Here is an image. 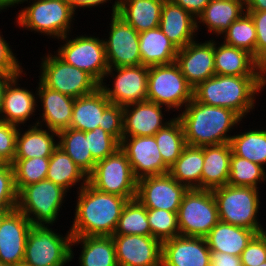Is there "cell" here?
Listing matches in <instances>:
<instances>
[{
    "label": "cell",
    "instance_id": "ee69618b",
    "mask_svg": "<svg viewBox=\"0 0 266 266\" xmlns=\"http://www.w3.org/2000/svg\"><path fill=\"white\" fill-rule=\"evenodd\" d=\"M86 138H88L91 155L96 162L104 160L120 148V142L101 127L87 131Z\"/></svg>",
    "mask_w": 266,
    "mask_h": 266
},
{
    "label": "cell",
    "instance_id": "c3c4849f",
    "mask_svg": "<svg viewBox=\"0 0 266 266\" xmlns=\"http://www.w3.org/2000/svg\"><path fill=\"white\" fill-rule=\"evenodd\" d=\"M99 127L121 142L123 138V107L111 103L104 110L102 125Z\"/></svg>",
    "mask_w": 266,
    "mask_h": 266
},
{
    "label": "cell",
    "instance_id": "277c9868",
    "mask_svg": "<svg viewBox=\"0 0 266 266\" xmlns=\"http://www.w3.org/2000/svg\"><path fill=\"white\" fill-rule=\"evenodd\" d=\"M29 4L15 17L19 28L58 40L70 35L76 13L66 0H29Z\"/></svg>",
    "mask_w": 266,
    "mask_h": 266
},
{
    "label": "cell",
    "instance_id": "e575fe53",
    "mask_svg": "<svg viewBox=\"0 0 266 266\" xmlns=\"http://www.w3.org/2000/svg\"><path fill=\"white\" fill-rule=\"evenodd\" d=\"M204 163V146L187 145L180 157L170 166L169 174L188 189H201Z\"/></svg>",
    "mask_w": 266,
    "mask_h": 266
},
{
    "label": "cell",
    "instance_id": "ffe728a7",
    "mask_svg": "<svg viewBox=\"0 0 266 266\" xmlns=\"http://www.w3.org/2000/svg\"><path fill=\"white\" fill-rule=\"evenodd\" d=\"M210 254L205 238L179 235L162 242L161 266H210Z\"/></svg>",
    "mask_w": 266,
    "mask_h": 266
},
{
    "label": "cell",
    "instance_id": "ac0fdd59",
    "mask_svg": "<svg viewBox=\"0 0 266 266\" xmlns=\"http://www.w3.org/2000/svg\"><path fill=\"white\" fill-rule=\"evenodd\" d=\"M118 266H161L162 242L152 236L112 235Z\"/></svg>",
    "mask_w": 266,
    "mask_h": 266
},
{
    "label": "cell",
    "instance_id": "91938a15",
    "mask_svg": "<svg viewBox=\"0 0 266 266\" xmlns=\"http://www.w3.org/2000/svg\"><path fill=\"white\" fill-rule=\"evenodd\" d=\"M0 266H10V265H7V264H4L0 261Z\"/></svg>",
    "mask_w": 266,
    "mask_h": 266
},
{
    "label": "cell",
    "instance_id": "6da1fadb",
    "mask_svg": "<svg viewBox=\"0 0 266 266\" xmlns=\"http://www.w3.org/2000/svg\"><path fill=\"white\" fill-rule=\"evenodd\" d=\"M72 236H112L128 199L101 192L89 183L77 192Z\"/></svg>",
    "mask_w": 266,
    "mask_h": 266
},
{
    "label": "cell",
    "instance_id": "d590c367",
    "mask_svg": "<svg viewBox=\"0 0 266 266\" xmlns=\"http://www.w3.org/2000/svg\"><path fill=\"white\" fill-rule=\"evenodd\" d=\"M58 146L89 176L96 161L91 155L86 132L69 128L58 133Z\"/></svg>",
    "mask_w": 266,
    "mask_h": 266
},
{
    "label": "cell",
    "instance_id": "7c38bea8",
    "mask_svg": "<svg viewBox=\"0 0 266 266\" xmlns=\"http://www.w3.org/2000/svg\"><path fill=\"white\" fill-rule=\"evenodd\" d=\"M71 38L68 35L60 38L64 44L55 53L66 63L86 71L100 84L109 69L103 38L86 34Z\"/></svg>",
    "mask_w": 266,
    "mask_h": 266
},
{
    "label": "cell",
    "instance_id": "52a82bcc",
    "mask_svg": "<svg viewBox=\"0 0 266 266\" xmlns=\"http://www.w3.org/2000/svg\"><path fill=\"white\" fill-rule=\"evenodd\" d=\"M67 191L47 179L24 186L18 192L17 209L32 225H50L57 222ZM64 201V202H63Z\"/></svg>",
    "mask_w": 266,
    "mask_h": 266
},
{
    "label": "cell",
    "instance_id": "94428289",
    "mask_svg": "<svg viewBox=\"0 0 266 266\" xmlns=\"http://www.w3.org/2000/svg\"><path fill=\"white\" fill-rule=\"evenodd\" d=\"M258 266H266V261L265 262H263V263H261L260 265H258Z\"/></svg>",
    "mask_w": 266,
    "mask_h": 266
},
{
    "label": "cell",
    "instance_id": "4dcf8cb0",
    "mask_svg": "<svg viewBox=\"0 0 266 266\" xmlns=\"http://www.w3.org/2000/svg\"><path fill=\"white\" fill-rule=\"evenodd\" d=\"M244 12L242 0H211L197 18V31L202 23L208 28V33L221 36Z\"/></svg>",
    "mask_w": 266,
    "mask_h": 266
},
{
    "label": "cell",
    "instance_id": "d6986e66",
    "mask_svg": "<svg viewBox=\"0 0 266 266\" xmlns=\"http://www.w3.org/2000/svg\"><path fill=\"white\" fill-rule=\"evenodd\" d=\"M188 83L195 88L215 75L214 40H196L178 49L175 61Z\"/></svg>",
    "mask_w": 266,
    "mask_h": 266
},
{
    "label": "cell",
    "instance_id": "1f68e13d",
    "mask_svg": "<svg viewBox=\"0 0 266 266\" xmlns=\"http://www.w3.org/2000/svg\"><path fill=\"white\" fill-rule=\"evenodd\" d=\"M256 234L254 230L219 221L205 239L210 251L241 256Z\"/></svg>",
    "mask_w": 266,
    "mask_h": 266
},
{
    "label": "cell",
    "instance_id": "60d3db41",
    "mask_svg": "<svg viewBox=\"0 0 266 266\" xmlns=\"http://www.w3.org/2000/svg\"><path fill=\"white\" fill-rule=\"evenodd\" d=\"M264 168L265 167L257 163L232 153L230 158V174L227 184L232 186L259 188L258 183H264L266 180Z\"/></svg>",
    "mask_w": 266,
    "mask_h": 266
},
{
    "label": "cell",
    "instance_id": "8fae6325",
    "mask_svg": "<svg viewBox=\"0 0 266 266\" xmlns=\"http://www.w3.org/2000/svg\"><path fill=\"white\" fill-rule=\"evenodd\" d=\"M137 182L129 160L121 148L104 160L96 162L94 170L88 176V183L95 189L128 200L136 198Z\"/></svg>",
    "mask_w": 266,
    "mask_h": 266
},
{
    "label": "cell",
    "instance_id": "4fadbf2b",
    "mask_svg": "<svg viewBox=\"0 0 266 266\" xmlns=\"http://www.w3.org/2000/svg\"><path fill=\"white\" fill-rule=\"evenodd\" d=\"M109 76L114 80L112 88L105 83ZM147 82V66L109 67L99 88L112 104L124 107L147 99Z\"/></svg>",
    "mask_w": 266,
    "mask_h": 266
},
{
    "label": "cell",
    "instance_id": "836d02e7",
    "mask_svg": "<svg viewBox=\"0 0 266 266\" xmlns=\"http://www.w3.org/2000/svg\"><path fill=\"white\" fill-rule=\"evenodd\" d=\"M46 179L61 186L67 192L75 185H79L77 188L79 190L88 183V176L59 146L49 157Z\"/></svg>",
    "mask_w": 266,
    "mask_h": 266
},
{
    "label": "cell",
    "instance_id": "3957f363",
    "mask_svg": "<svg viewBox=\"0 0 266 266\" xmlns=\"http://www.w3.org/2000/svg\"><path fill=\"white\" fill-rule=\"evenodd\" d=\"M265 86L266 76L214 75L193 89V98L205 105L231 109L245 119L255 109L256 94Z\"/></svg>",
    "mask_w": 266,
    "mask_h": 266
},
{
    "label": "cell",
    "instance_id": "e0dca14e",
    "mask_svg": "<svg viewBox=\"0 0 266 266\" xmlns=\"http://www.w3.org/2000/svg\"><path fill=\"white\" fill-rule=\"evenodd\" d=\"M31 221L17 208L0 213V261L14 266L23 263Z\"/></svg>",
    "mask_w": 266,
    "mask_h": 266
},
{
    "label": "cell",
    "instance_id": "5b68a950",
    "mask_svg": "<svg viewBox=\"0 0 266 266\" xmlns=\"http://www.w3.org/2000/svg\"><path fill=\"white\" fill-rule=\"evenodd\" d=\"M212 193L220 221L254 230L257 234L266 231L258 221L261 208L259 188L227 184L213 189Z\"/></svg>",
    "mask_w": 266,
    "mask_h": 266
},
{
    "label": "cell",
    "instance_id": "f907efd6",
    "mask_svg": "<svg viewBox=\"0 0 266 266\" xmlns=\"http://www.w3.org/2000/svg\"><path fill=\"white\" fill-rule=\"evenodd\" d=\"M0 30V73L20 75L23 72L22 64L16 58L9 44L1 34ZM22 67V68H21Z\"/></svg>",
    "mask_w": 266,
    "mask_h": 266
},
{
    "label": "cell",
    "instance_id": "9a60e30c",
    "mask_svg": "<svg viewBox=\"0 0 266 266\" xmlns=\"http://www.w3.org/2000/svg\"><path fill=\"white\" fill-rule=\"evenodd\" d=\"M109 37L104 39L109 67L142 65L139 33L117 14L111 15Z\"/></svg>",
    "mask_w": 266,
    "mask_h": 266
},
{
    "label": "cell",
    "instance_id": "f6af8a7d",
    "mask_svg": "<svg viewBox=\"0 0 266 266\" xmlns=\"http://www.w3.org/2000/svg\"><path fill=\"white\" fill-rule=\"evenodd\" d=\"M18 192L11 163L0 164V213L17 208Z\"/></svg>",
    "mask_w": 266,
    "mask_h": 266
},
{
    "label": "cell",
    "instance_id": "d4e9b609",
    "mask_svg": "<svg viewBox=\"0 0 266 266\" xmlns=\"http://www.w3.org/2000/svg\"><path fill=\"white\" fill-rule=\"evenodd\" d=\"M20 74L16 76L8 85L4 93L3 106L0 116V121L16 125L20 127L33 117V113L36 111L37 103V91L33 93L32 90H28L24 87H19V78H22ZM20 125V126H19Z\"/></svg>",
    "mask_w": 266,
    "mask_h": 266
},
{
    "label": "cell",
    "instance_id": "6125c7cd",
    "mask_svg": "<svg viewBox=\"0 0 266 266\" xmlns=\"http://www.w3.org/2000/svg\"><path fill=\"white\" fill-rule=\"evenodd\" d=\"M14 266H27V265H25L24 263H22V264L14 265Z\"/></svg>",
    "mask_w": 266,
    "mask_h": 266
},
{
    "label": "cell",
    "instance_id": "30bf717a",
    "mask_svg": "<svg viewBox=\"0 0 266 266\" xmlns=\"http://www.w3.org/2000/svg\"><path fill=\"white\" fill-rule=\"evenodd\" d=\"M39 80L48 88L78 98L94 92L99 83L86 71L63 61L57 54L41 57Z\"/></svg>",
    "mask_w": 266,
    "mask_h": 266
},
{
    "label": "cell",
    "instance_id": "74e56055",
    "mask_svg": "<svg viewBox=\"0 0 266 266\" xmlns=\"http://www.w3.org/2000/svg\"><path fill=\"white\" fill-rule=\"evenodd\" d=\"M163 161L170 167L187 146L181 121L175 116L154 135Z\"/></svg>",
    "mask_w": 266,
    "mask_h": 266
},
{
    "label": "cell",
    "instance_id": "cb8c5ba5",
    "mask_svg": "<svg viewBox=\"0 0 266 266\" xmlns=\"http://www.w3.org/2000/svg\"><path fill=\"white\" fill-rule=\"evenodd\" d=\"M159 28L178 49L197 40V19L171 0H164Z\"/></svg>",
    "mask_w": 266,
    "mask_h": 266
},
{
    "label": "cell",
    "instance_id": "db71d44e",
    "mask_svg": "<svg viewBox=\"0 0 266 266\" xmlns=\"http://www.w3.org/2000/svg\"><path fill=\"white\" fill-rule=\"evenodd\" d=\"M71 8L76 12L78 8H94L98 7L100 4H105L111 0H66Z\"/></svg>",
    "mask_w": 266,
    "mask_h": 266
},
{
    "label": "cell",
    "instance_id": "f546056e",
    "mask_svg": "<svg viewBox=\"0 0 266 266\" xmlns=\"http://www.w3.org/2000/svg\"><path fill=\"white\" fill-rule=\"evenodd\" d=\"M111 104L98 87L94 92L75 98L70 128L84 132L102 125L103 112Z\"/></svg>",
    "mask_w": 266,
    "mask_h": 266
},
{
    "label": "cell",
    "instance_id": "8992f818",
    "mask_svg": "<svg viewBox=\"0 0 266 266\" xmlns=\"http://www.w3.org/2000/svg\"><path fill=\"white\" fill-rule=\"evenodd\" d=\"M193 87L176 62L148 67L147 99L170 112L185 107L193 99Z\"/></svg>",
    "mask_w": 266,
    "mask_h": 266
},
{
    "label": "cell",
    "instance_id": "816d5d0a",
    "mask_svg": "<svg viewBox=\"0 0 266 266\" xmlns=\"http://www.w3.org/2000/svg\"><path fill=\"white\" fill-rule=\"evenodd\" d=\"M210 266H242L240 256L211 251Z\"/></svg>",
    "mask_w": 266,
    "mask_h": 266
},
{
    "label": "cell",
    "instance_id": "6f0895ef",
    "mask_svg": "<svg viewBox=\"0 0 266 266\" xmlns=\"http://www.w3.org/2000/svg\"><path fill=\"white\" fill-rule=\"evenodd\" d=\"M25 2V0H0V12H2V10H7V8H11L13 6L16 7V4H23Z\"/></svg>",
    "mask_w": 266,
    "mask_h": 266
},
{
    "label": "cell",
    "instance_id": "f5cc1de1",
    "mask_svg": "<svg viewBox=\"0 0 266 266\" xmlns=\"http://www.w3.org/2000/svg\"><path fill=\"white\" fill-rule=\"evenodd\" d=\"M184 10L192 14L196 19L203 12L211 0H171Z\"/></svg>",
    "mask_w": 266,
    "mask_h": 266
},
{
    "label": "cell",
    "instance_id": "f1b7e54d",
    "mask_svg": "<svg viewBox=\"0 0 266 266\" xmlns=\"http://www.w3.org/2000/svg\"><path fill=\"white\" fill-rule=\"evenodd\" d=\"M75 244L82 248L78 259L80 266H118L112 236H72L71 261Z\"/></svg>",
    "mask_w": 266,
    "mask_h": 266
},
{
    "label": "cell",
    "instance_id": "ab89813d",
    "mask_svg": "<svg viewBox=\"0 0 266 266\" xmlns=\"http://www.w3.org/2000/svg\"><path fill=\"white\" fill-rule=\"evenodd\" d=\"M222 35L224 44L243 49L255 58L256 28L248 12H244Z\"/></svg>",
    "mask_w": 266,
    "mask_h": 266
},
{
    "label": "cell",
    "instance_id": "484cf974",
    "mask_svg": "<svg viewBox=\"0 0 266 266\" xmlns=\"http://www.w3.org/2000/svg\"><path fill=\"white\" fill-rule=\"evenodd\" d=\"M58 133L43 126L33 124L25 132L19 128L16 136V155L14 159L50 157L58 147Z\"/></svg>",
    "mask_w": 266,
    "mask_h": 266
},
{
    "label": "cell",
    "instance_id": "f35d334b",
    "mask_svg": "<svg viewBox=\"0 0 266 266\" xmlns=\"http://www.w3.org/2000/svg\"><path fill=\"white\" fill-rule=\"evenodd\" d=\"M114 235L151 236L147 209L136 198L123 207Z\"/></svg>",
    "mask_w": 266,
    "mask_h": 266
},
{
    "label": "cell",
    "instance_id": "ba28073f",
    "mask_svg": "<svg viewBox=\"0 0 266 266\" xmlns=\"http://www.w3.org/2000/svg\"><path fill=\"white\" fill-rule=\"evenodd\" d=\"M49 225H32L28 233L23 263L27 266H65L71 262L72 234L65 237Z\"/></svg>",
    "mask_w": 266,
    "mask_h": 266
},
{
    "label": "cell",
    "instance_id": "7402d4cb",
    "mask_svg": "<svg viewBox=\"0 0 266 266\" xmlns=\"http://www.w3.org/2000/svg\"><path fill=\"white\" fill-rule=\"evenodd\" d=\"M164 106L148 100L123 107V137L154 136L170 120L164 118ZM164 119L166 121H164Z\"/></svg>",
    "mask_w": 266,
    "mask_h": 266
},
{
    "label": "cell",
    "instance_id": "d6a6232c",
    "mask_svg": "<svg viewBox=\"0 0 266 266\" xmlns=\"http://www.w3.org/2000/svg\"><path fill=\"white\" fill-rule=\"evenodd\" d=\"M139 49L141 63L147 67L173 63L178 52L159 27L139 33Z\"/></svg>",
    "mask_w": 266,
    "mask_h": 266
},
{
    "label": "cell",
    "instance_id": "8d00e7d4",
    "mask_svg": "<svg viewBox=\"0 0 266 266\" xmlns=\"http://www.w3.org/2000/svg\"><path fill=\"white\" fill-rule=\"evenodd\" d=\"M232 153L264 167L266 166V129H255L232 135Z\"/></svg>",
    "mask_w": 266,
    "mask_h": 266
},
{
    "label": "cell",
    "instance_id": "5bb4252c",
    "mask_svg": "<svg viewBox=\"0 0 266 266\" xmlns=\"http://www.w3.org/2000/svg\"><path fill=\"white\" fill-rule=\"evenodd\" d=\"M188 191L169 173L138 180L136 199L146 209H160L178 213L182 198Z\"/></svg>",
    "mask_w": 266,
    "mask_h": 266
},
{
    "label": "cell",
    "instance_id": "2e32d148",
    "mask_svg": "<svg viewBox=\"0 0 266 266\" xmlns=\"http://www.w3.org/2000/svg\"><path fill=\"white\" fill-rule=\"evenodd\" d=\"M120 148L125 152L137 180L169 173L154 136L123 137Z\"/></svg>",
    "mask_w": 266,
    "mask_h": 266
},
{
    "label": "cell",
    "instance_id": "603a6c76",
    "mask_svg": "<svg viewBox=\"0 0 266 266\" xmlns=\"http://www.w3.org/2000/svg\"><path fill=\"white\" fill-rule=\"evenodd\" d=\"M215 41L214 39L215 75L265 76L263 66L252 54L243 49Z\"/></svg>",
    "mask_w": 266,
    "mask_h": 266
},
{
    "label": "cell",
    "instance_id": "9f6ffc18",
    "mask_svg": "<svg viewBox=\"0 0 266 266\" xmlns=\"http://www.w3.org/2000/svg\"><path fill=\"white\" fill-rule=\"evenodd\" d=\"M246 11H265L266 0H242Z\"/></svg>",
    "mask_w": 266,
    "mask_h": 266
},
{
    "label": "cell",
    "instance_id": "b9f144b4",
    "mask_svg": "<svg viewBox=\"0 0 266 266\" xmlns=\"http://www.w3.org/2000/svg\"><path fill=\"white\" fill-rule=\"evenodd\" d=\"M15 186L19 192L24 186L45 180L49 167V157L14 159Z\"/></svg>",
    "mask_w": 266,
    "mask_h": 266
},
{
    "label": "cell",
    "instance_id": "9c48e42d",
    "mask_svg": "<svg viewBox=\"0 0 266 266\" xmlns=\"http://www.w3.org/2000/svg\"><path fill=\"white\" fill-rule=\"evenodd\" d=\"M180 235L205 238L220 221L212 190L188 189L177 213Z\"/></svg>",
    "mask_w": 266,
    "mask_h": 266
},
{
    "label": "cell",
    "instance_id": "7a4b0ae2",
    "mask_svg": "<svg viewBox=\"0 0 266 266\" xmlns=\"http://www.w3.org/2000/svg\"><path fill=\"white\" fill-rule=\"evenodd\" d=\"M184 108L176 116L182 123L186 144L189 146L230 143V131L242 121L231 109L205 105L194 98Z\"/></svg>",
    "mask_w": 266,
    "mask_h": 266
},
{
    "label": "cell",
    "instance_id": "bcb514c9",
    "mask_svg": "<svg viewBox=\"0 0 266 266\" xmlns=\"http://www.w3.org/2000/svg\"><path fill=\"white\" fill-rule=\"evenodd\" d=\"M240 258L242 266H258L266 261V231L251 239Z\"/></svg>",
    "mask_w": 266,
    "mask_h": 266
},
{
    "label": "cell",
    "instance_id": "83f0119b",
    "mask_svg": "<svg viewBox=\"0 0 266 266\" xmlns=\"http://www.w3.org/2000/svg\"><path fill=\"white\" fill-rule=\"evenodd\" d=\"M164 0H123L117 15L138 33L159 27Z\"/></svg>",
    "mask_w": 266,
    "mask_h": 266
},
{
    "label": "cell",
    "instance_id": "11a10c76",
    "mask_svg": "<svg viewBox=\"0 0 266 266\" xmlns=\"http://www.w3.org/2000/svg\"><path fill=\"white\" fill-rule=\"evenodd\" d=\"M18 75H10L0 73V116L3 106L4 93L7 88V85Z\"/></svg>",
    "mask_w": 266,
    "mask_h": 266
},
{
    "label": "cell",
    "instance_id": "7dc6e473",
    "mask_svg": "<svg viewBox=\"0 0 266 266\" xmlns=\"http://www.w3.org/2000/svg\"><path fill=\"white\" fill-rule=\"evenodd\" d=\"M18 130V126L0 121V164L14 161Z\"/></svg>",
    "mask_w": 266,
    "mask_h": 266
},
{
    "label": "cell",
    "instance_id": "4316f807",
    "mask_svg": "<svg viewBox=\"0 0 266 266\" xmlns=\"http://www.w3.org/2000/svg\"><path fill=\"white\" fill-rule=\"evenodd\" d=\"M230 143L204 146V163L201 189L213 190L227 185L230 174Z\"/></svg>",
    "mask_w": 266,
    "mask_h": 266
},
{
    "label": "cell",
    "instance_id": "680465c9",
    "mask_svg": "<svg viewBox=\"0 0 266 266\" xmlns=\"http://www.w3.org/2000/svg\"><path fill=\"white\" fill-rule=\"evenodd\" d=\"M121 1H123V0H116V1L113 3V5H112V13H111V15H113V14H117V4H119Z\"/></svg>",
    "mask_w": 266,
    "mask_h": 266
},
{
    "label": "cell",
    "instance_id": "7bdbcfd3",
    "mask_svg": "<svg viewBox=\"0 0 266 266\" xmlns=\"http://www.w3.org/2000/svg\"><path fill=\"white\" fill-rule=\"evenodd\" d=\"M151 236L161 242L180 235L177 213L160 209H147Z\"/></svg>",
    "mask_w": 266,
    "mask_h": 266
},
{
    "label": "cell",
    "instance_id": "681fc988",
    "mask_svg": "<svg viewBox=\"0 0 266 266\" xmlns=\"http://www.w3.org/2000/svg\"><path fill=\"white\" fill-rule=\"evenodd\" d=\"M248 12L255 24L256 28V45L255 59L266 67V10L265 11H246Z\"/></svg>",
    "mask_w": 266,
    "mask_h": 266
},
{
    "label": "cell",
    "instance_id": "44dd1931",
    "mask_svg": "<svg viewBox=\"0 0 266 266\" xmlns=\"http://www.w3.org/2000/svg\"><path fill=\"white\" fill-rule=\"evenodd\" d=\"M37 102H41L42 114L35 122L54 132H61L70 128L75 98L46 87L38 82ZM41 118V119H40ZM46 125V126H45Z\"/></svg>",
    "mask_w": 266,
    "mask_h": 266
}]
</instances>
